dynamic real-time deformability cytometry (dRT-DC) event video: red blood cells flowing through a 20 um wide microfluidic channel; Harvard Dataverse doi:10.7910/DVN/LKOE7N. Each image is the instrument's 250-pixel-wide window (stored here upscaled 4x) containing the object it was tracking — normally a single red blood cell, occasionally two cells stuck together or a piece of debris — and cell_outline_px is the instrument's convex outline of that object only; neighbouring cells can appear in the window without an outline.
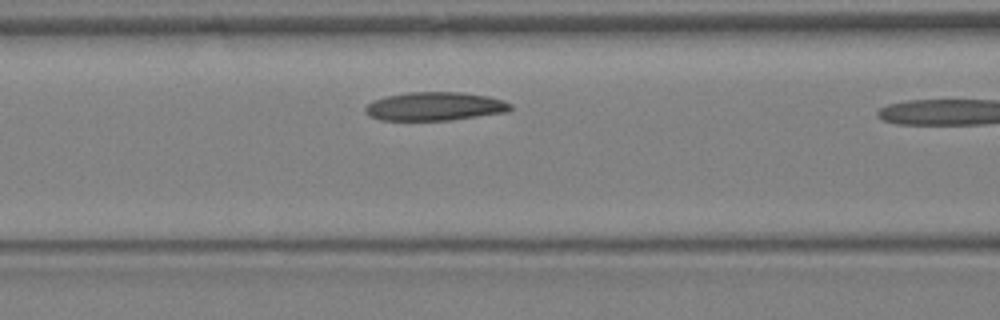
{"species": "Egyptian fruit bat (a non-hibernating species)", "species_latin": "Rousettus aegyptiacus", "temperature_condition": "warm", "stored_images_in_passage": 6, "camera_frame_rate_fps": 3000, "um_per_image_px": 0.085, "animal": {"sex": "female"}, "frame": {"image": 1, "passage_image": 5, "time_ms": 1.333, "image_size_px": [1000, 320], "cell_outline_px": [[512, 108], [508, 112], [448, 120], [380, 120], [368, 116], [364, 112], [364, 108], [368, 104], [384, 96], [408, 92], [464, 92], [488, 96], [504, 100], [512, 104]], "centroid_in_image_um": [36.96, 9.03], "position_along_channel_um": 129.6, "area_um2": 24.28}}